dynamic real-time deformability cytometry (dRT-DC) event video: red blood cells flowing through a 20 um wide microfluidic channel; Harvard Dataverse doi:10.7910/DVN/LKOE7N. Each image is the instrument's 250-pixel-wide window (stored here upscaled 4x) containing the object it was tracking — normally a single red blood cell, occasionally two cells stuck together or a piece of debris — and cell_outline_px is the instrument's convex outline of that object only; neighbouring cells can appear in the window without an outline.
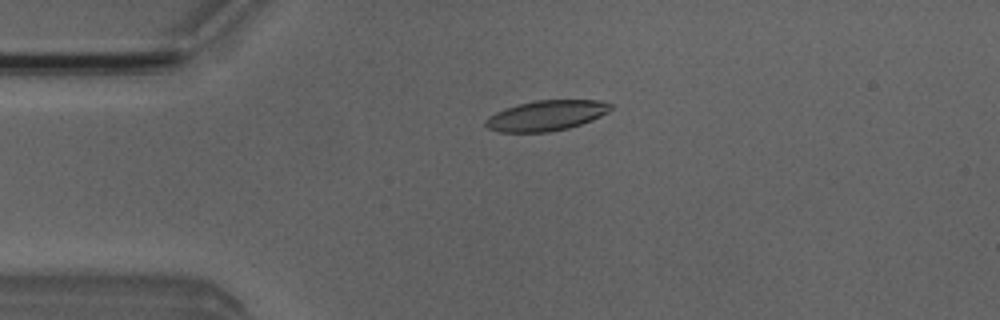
{"species": "Egyptian fruit bat (a non-hibernating species)", "species_latin": "Rousettus aegyptiacus", "temperature_condition": "room temperature", "stored_images_in_passage": 5, "camera_frame_rate_fps": 3000, "um_per_image_px": 0.085, "animal": {"sex": "male"}, "frame": {"image": 1, "passage_image": 4, "time_ms": 3.667, "image_size_px": [1000, 320], "cell_outline_px": [[612, 108], [608, 112], [592, 120], [568, 128], [548, 132], [496, 132], [488, 128], [484, 124], [484, 120], [488, 116], [504, 108], [516, 104], [536, 100], [600, 100], [612, 104]], "centroid_in_image_um": [46.4, 9.82], "position_along_channel_um": 38.6, "area_um2": 22.25}}